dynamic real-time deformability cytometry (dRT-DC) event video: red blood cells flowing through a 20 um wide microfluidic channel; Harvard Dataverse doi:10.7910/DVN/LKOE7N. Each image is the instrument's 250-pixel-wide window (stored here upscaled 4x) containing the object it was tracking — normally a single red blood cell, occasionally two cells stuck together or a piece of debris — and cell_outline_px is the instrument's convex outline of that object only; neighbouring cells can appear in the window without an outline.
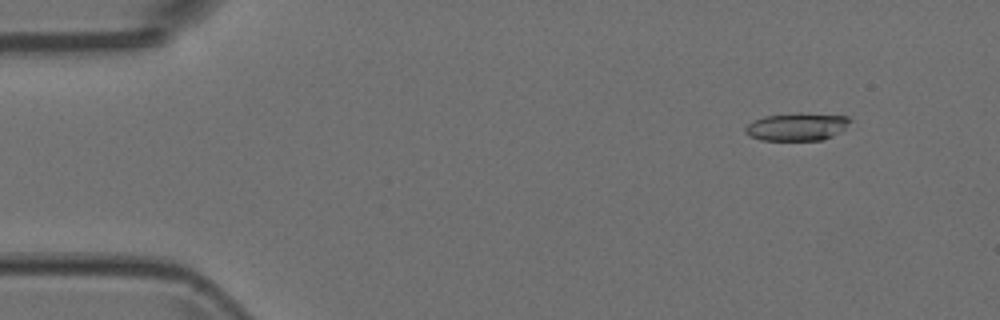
{"species": "Egyptian fruit bat (a non-hibernating species)", "species_latin": "Rousettus aegyptiacus", "temperature_condition": "room temperature", "stored_images_in_passage": 5, "camera_frame_rate_fps": 3000, "um_per_image_px": 0.085, "animal": {"sex": "female"}, "frame": {"image": 1, "passage_image": 2, "time_ms": 0.333, "image_size_px": [1000, 320], "cell_outline_px": [[852, 120], [844, 128], [832, 136], [824, 140], [760, 140], [748, 136], [744, 132], [744, 128], [752, 120], [764, 116], [800, 112], [848, 116]], "centroid_in_image_um": [67.7, 10.76], "position_along_channel_um": 17.3, "area_um2": 17.17}}
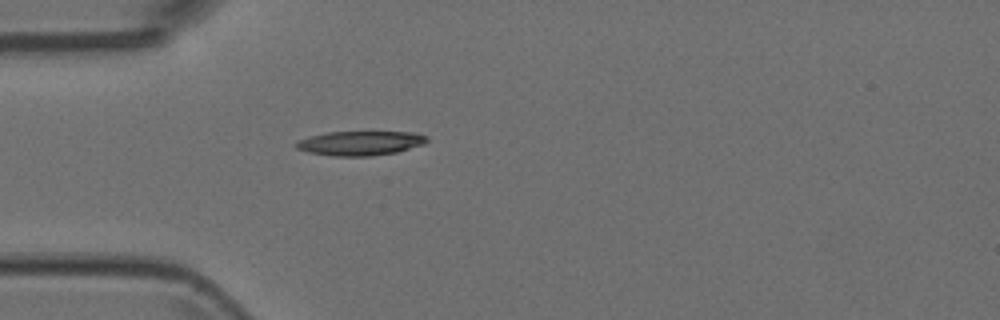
{"frame": {"image": 2, "passage_image": 5, "time_ms": 1.333, "image_size_px": [1000, 320], "cell_outline_px": [[428, 140], [424, 144], [396, 152], [372, 156], [332, 156], [308, 152], [296, 148], [292, 144], [296, 140], [308, 136], [328, 132], [412, 132], [428, 136]], "centroid_in_image_um": [30.56, 12.17], "position_along_channel_um": 54.4, "area_um2": 18.73}}